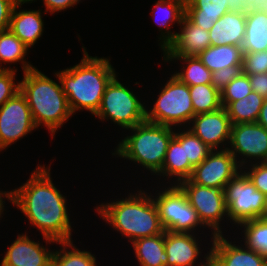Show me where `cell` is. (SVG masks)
Returning a JSON list of instances; mask_svg holds the SVG:
<instances>
[{"mask_svg":"<svg viewBox=\"0 0 267 266\" xmlns=\"http://www.w3.org/2000/svg\"><path fill=\"white\" fill-rule=\"evenodd\" d=\"M58 244L62 247L54 251L52 266H97L95 255L90 251L79 250L73 241H63Z\"/></svg>","mask_w":267,"mask_h":266,"instance_id":"4dcf8cb0","label":"cell"},{"mask_svg":"<svg viewBox=\"0 0 267 266\" xmlns=\"http://www.w3.org/2000/svg\"><path fill=\"white\" fill-rule=\"evenodd\" d=\"M185 1L186 0H158L153 7V17L155 18L156 13H160L162 17H159L160 20L155 22L160 27V43L161 50L164 51L169 44L175 39L176 33L170 31L171 24L177 23L181 24L182 18L185 15ZM159 21V22H158ZM165 29V30H164ZM166 32V33H165ZM162 42V43H161Z\"/></svg>","mask_w":267,"mask_h":266,"instance_id":"7402d4cb","label":"cell"},{"mask_svg":"<svg viewBox=\"0 0 267 266\" xmlns=\"http://www.w3.org/2000/svg\"><path fill=\"white\" fill-rule=\"evenodd\" d=\"M243 52L267 50V13L254 12L246 15Z\"/></svg>","mask_w":267,"mask_h":266,"instance_id":"484cf974","label":"cell"},{"mask_svg":"<svg viewBox=\"0 0 267 266\" xmlns=\"http://www.w3.org/2000/svg\"><path fill=\"white\" fill-rule=\"evenodd\" d=\"M229 12H239L242 13V3L243 0H228Z\"/></svg>","mask_w":267,"mask_h":266,"instance_id":"ee69618b","label":"cell"},{"mask_svg":"<svg viewBox=\"0 0 267 266\" xmlns=\"http://www.w3.org/2000/svg\"><path fill=\"white\" fill-rule=\"evenodd\" d=\"M205 260L197 264L198 266H210V251L205 255ZM206 261V262H205Z\"/></svg>","mask_w":267,"mask_h":266,"instance_id":"bcb514c9","label":"cell"},{"mask_svg":"<svg viewBox=\"0 0 267 266\" xmlns=\"http://www.w3.org/2000/svg\"><path fill=\"white\" fill-rule=\"evenodd\" d=\"M195 116L189 86L172 74L165 83L153 108L146 109V121L165 126L190 125ZM186 123V124H185Z\"/></svg>","mask_w":267,"mask_h":266,"instance_id":"8992f818","label":"cell"},{"mask_svg":"<svg viewBox=\"0 0 267 266\" xmlns=\"http://www.w3.org/2000/svg\"><path fill=\"white\" fill-rule=\"evenodd\" d=\"M189 92L195 115L214 112L222 107L221 93L211 83L189 86Z\"/></svg>","mask_w":267,"mask_h":266,"instance_id":"f546056e","label":"cell"},{"mask_svg":"<svg viewBox=\"0 0 267 266\" xmlns=\"http://www.w3.org/2000/svg\"><path fill=\"white\" fill-rule=\"evenodd\" d=\"M19 0H0V31L9 29L11 15Z\"/></svg>","mask_w":267,"mask_h":266,"instance_id":"f35d334b","label":"cell"},{"mask_svg":"<svg viewBox=\"0 0 267 266\" xmlns=\"http://www.w3.org/2000/svg\"><path fill=\"white\" fill-rule=\"evenodd\" d=\"M243 55V49L240 46L210 45L198 57L211 72H214L228 66H242Z\"/></svg>","mask_w":267,"mask_h":266,"instance_id":"d4e9b609","label":"cell"},{"mask_svg":"<svg viewBox=\"0 0 267 266\" xmlns=\"http://www.w3.org/2000/svg\"><path fill=\"white\" fill-rule=\"evenodd\" d=\"M36 128L27 100L19 91L0 107V151Z\"/></svg>","mask_w":267,"mask_h":266,"instance_id":"7c38bea8","label":"cell"},{"mask_svg":"<svg viewBox=\"0 0 267 266\" xmlns=\"http://www.w3.org/2000/svg\"><path fill=\"white\" fill-rule=\"evenodd\" d=\"M244 245L267 259V221L259 218L243 222Z\"/></svg>","mask_w":267,"mask_h":266,"instance_id":"d6a6232c","label":"cell"},{"mask_svg":"<svg viewBox=\"0 0 267 266\" xmlns=\"http://www.w3.org/2000/svg\"><path fill=\"white\" fill-rule=\"evenodd\" d=\"M79 64L56 72L72 114L85 109L94 115L101 104L106 86L116 75L108 58L89 56L83 47Z\"/></svg>","mask_w":267,"mask_h":266,"instance_id":"7a4b0ae2","label":"cell"},{"mask_svg":"<svg viewBox=\"0 0 267 266\" xmlns=\"http://www.w3.org/2000/svg\"><path fill=\"white\" fill-rule=\"evenodd\" d=\"M116 77L106 86L100 107L94 115L101 121L110 119L123 129H130L146 121V106Z\"/></svg>","mask_w":267,"mask_h":266,"instance_id":"52a82bcc","label":"cell"},{"mask_svg":"<svg viewBox=\"0 0 267 266\" xmlns=\"http://www.w3.org/2000/svg\"><path fill=\"white\" fill-rule=\"evenodd\" d=\"M264 100L265 98L251 91L243 99L231 102L226 110L232 125L257 122Z\"/></svg>","mask_w":267,"mask_h":266,"instance_id":"83f0119b","label":"cell"},{"mask_svg":"<svg viewBox=\"0 0 267 266\" xmlns=\"http://www.w3.org/2000/svg\"><path fill=\"white\" fill-rule=\"evenodd\" d=\"M50 167L38 165L26 183L10 191V202L38 228L48 245L71 241L72 234L67 200L52 182Z\"/></svg>","mask_w":267,"mask_h":266,"instance_id":"6da1fadb","label":"cell"},{"mask_svg":"<svg viewBox=\"0 0 267 266\" xmlns=\"http://www.w3.org/2000/svg\"><path fill=\"white\" fill-rule=\"evenodd\" d=\"M228 220L238 226L246 221L259 219L265 210L266 196L240 172L224 188Z\"/></svg>","mask_w":267,"mask_h":266,"instance_id":"9c48e42d","label":"cell"},{"mask_svg":"<svg viewBox=\"0 0 267 266\" xmlns=\"http://www.w3.org/2000/svg\"><path fill=\"white\" fill-rule=\"evenodd\" d=\"M194 233L165 231L167 266H195L201 254Z\"/></svg>","mask_w":267,"mask_h":266,"instance_id":"ac0fdd59","label":"cell"},{"mask_svg":"<svg viewBox=\"0 0 267 266\" xmlns=\"http://www.w3.org/2000/svg\"><path fill=\"white\" fill-rule=\"evenodd\" d=\"M246 14L228 12L209 30L211 46L235 45L242 47L245 37Z\"/></svg>","mask_w":267,"mask_h":266,"instance_id":"ffe728a7","label":"cell"},{"mask_svg":"<svg viewBox=\"0 0 267 266\" xmlns=\"http://www.w3.org/2000/svg\"><path fill=\"white\" fill-rule=\"evenodd\" d=\"M252 91L263 98H267V73L248 75Z\"/></svg>","mask_w":267,"mask_h":266,"instance_id":"ab89813d","label":"cell"},{"mask_svg":"<svg viewBox=\"0 0 267 266\" xmlns=\"http://www.w3.org/2000/svg\"><path fill=\"white\" fill-rule=\"evenodd\" d=\"M153 198L164 231L195 233L200 221L196 210L190 205L182 189L173 184ZM194 231V232H193Z\"/></svg>","mask_w":267,"mask_h":266,"instance_id":"ba28073f","label":"cell"},{"mask_svg":"<svg viewBox=\"0 0 267 266\" xmlns=\"http://www.w3.org/2000/svg\"><path fill=\"white\" fill-rule=\"evenodd\" d=\"M16 69H0V107L20 91V83H15Z\"/></svg>","mask_w":267,"mask_h":266,"instance_id":"d590c367","label":"cell"},{"mask_svg":"<svg viewBox=\"0 0 267 266\" xmlns=\"http://www.w3.org/2000/svg\"><path fill=\"white\" fill-rule=\"evenodd\" d=\"M243 72L242 66H228L212 72L211 84L221 92L235 77Z\"/></svg>","mask_w":267,"mask_h":266,"instance_id":"74e56055","label":"cell"},{"mask_svg":"<svg viewBox=\"0 0 267 266\" xmlns=\"http://www.w3.org/2000/svg\"><path fill=\"white\" fill-rule=\"evenodd\" d=\"M131 193L122 200L102 203L96 211L104 221L133 242L139 238L159 235L164 232L154 197L145 191ZM135 194V195H134Z\"/></svg>","mask_w":267,"mask_h":266,"instance_id":"3957f363","label":"cell"},{"mask_svg":"<svg viewBox=\"0 0 267 266\" xmlns=\"http://www.w3.org/2000/svg\"><path fill=\"white\" fill-rule=\"evenodd\" d=\"M174 59L184 61L186 64V66L182 67L181 72L173 74L182 83L188 86L211 83L212 72L202 63L198 56L163 57V60L167 62Z\"/></svg>","mask_w":267,"mask_h":266,"instance_id":"f1b7e54d","label":"cell"},{"mask_svg":"<svg viewBox=\"0 0 267 266\" xmlns=\"http://www.w3.org/2000/svg\"><path fill=\"white\" fill-rule=\"evenodd\" d=\"M243 53L242 70L244 74L267 73V50Z\"/></svg>","mask_w":267,"mask_h":266,"instance_id":"e575fe53","label":"cell"},{"mask_svg":"<svg viewBox=\"0 0 267 266\" xmlns=\"http://www.w3.org/2000/svg\"><path fill=\"white\" fill-rule=\"evenodd\" d=\"M194 167L185 162L184 146L173 136L165 154L162 169L156 174L163 177H175V185L191 177ZM165 175V176H164Z\"/></svg>","mask_w":267,"mask_h":266,"instance_id":"cb8c5ba5","label":"cell"},{"mask_svg":"<svg viewBox=\"0 0 267 266\" xmlns=\"http://www.w3.org/2000/svg\"><path fill=\"white\" fill-rule=\"evenodd\" d=\"M228 0H186L185 16L195 25L209 31L213 24L229 12Z\"/></svg>","mask_w":267,"mask_h":266,"instance_id":"44dd1931","label":"cell"},{"mask_svg":"<svg viewBox=\"0 0 267 266\" xmlns=\"http://www.w3.org/2000/svg\"><path fill=\"white\" fill-rule=\"evenodd\" d=\"M55 76L60 84L33 68L26 71L19 82L20 92L27 100L35 126H46L52 138L57 129L73 116L59 76L57 73Z\"/></svg>","mask_w":267,"mask_h":266,"instance_id":"277c9868","label":"cell"},{"mask_svg":"<svg viewBox=\"0 0 267 266\" xmlns=\"http://www.w3.org/2000/svg\"><path fill=\"white\" fill-rule=\"evenodd\" d=\"M2 196H4L3 198H8L7 200H10V192H6V191H0V217L2 216L1 214H3L4 211V203L5 201H3L4 199L2 198Z\"/></svg>","mask_w":267,"mask_h":266,"instance_id":"f6af8a7d","label":"cell"},{"mask_svg":"<svg viewBox=\"0 0 267 266\" xmlns=\"http://www.w3.org/2000/svg\"><path fill=\"white\" fill-rule=\"evenodd\" d=\"M178 186L186 194L190 205L196 210L202 224L210 227L212 235H221L220 222L228 217L224 190L220 187H206L193 183L190 179Z\"/></svg>","mask_w":267,"mask_h":266,"instance_id":"30bf717a","label":"cell"},{"mask_svg":"<svg viewBox=\"0 0 267 266\" xmlns=\"http://www.w3.org/2000/svg\"><path fill=\"white\" fill-rule=\"evenodd\" d=\"M24 3H32V0H19L15 5L9 30L17 36L28 48L34 46L42 36L44 22L42 10H17Z\"/></svg>","mask_w":267,"mask_h":266,"instance_id":"d6986e66","label":"cell"},{"mask_svg":"<svg viewBox=\"0 0 267 266\" xmlns=\"http://www.w3.org/2000/svg\"><path fill=\"white\" fill-rule=\"evenodd\" d=\"M254 12L267 13V0H243L242 13L247 15Z\"/></svg>","mask_w":267,"mask_h":266,"instance_id":"b9f144b4","label":"cell"},{"mask_svg":"<svg viewBox=\"0 0 267 266\" xmlns=\"http://www.w3.org/2000/svg\"><path fill=\"white\" fill-rule=\"evenodd\" d=\"M261 219L267 221V197H266V202H265V210H264V213H263Z\"/></svg>","mask_w":267,"mask_h":266,"instance_id":"7dc6e473","label":"cell"},{"mask_svg":"<svg viewBox=\"0 0 267 266\" xmlns=\"http://www.w3.org/2000/svg\"><path fill=\"white\" fill-rule=\"evenodd\" d=\"M28 49L29 48L9 29L0 31V69L14 70V68L9 67L3 68L1 64H12L17 62L22 63L23 73L35 68V66L33 67V65L25 60Z\"/></svg>","mask_w":267,"mask_h":266,"instance_id":"4316f807","label":"cell"},{"mask_svg":"<svg viewBox=\"0 0 267 266\" xmlns=\"http://www.w3.org/2000/svg\"><path fill=\"white\" fill-rule=\"evenodd\" d=\"M229 145L231 147L227 150L235 157L236 162L239 160L237 164L240 168L245 167L250 159L254 163L257 160L258 163L267 162V129L257 122L232 125Z\"/></svg>","mask_w":267,"mask_h":266,"instance_id":"8fae6325","label":"cell"},{"mask_svg":"<svg viewBox=\"0 0 267 266\" xmlns=\"http://www.w3.org/2000/svg\"><path fill=\"white\" fill-rule=\"evenodd\" d=\"M251 91L252 87L248 75L242 72L220 92L222 107L226 108L231 102L243 99L245 96L249 95Z\"/></svg>","mask_w":267,"mask_h":266,"instance_id":"836d02e7","label":"cell"},{"mask_svg":"<svg viewBox=\"0 0 267 266\" xmlns=\"http://www.w3.org/2000/svg\"><path fill=\"white\" fill-rule=\"evenodd\" d=\"M131 244L141 266H167L165 231L159 235L139 238Z\"/></svg>","mask_w":267,"mask_h":266,"instance_id":"603a6c76","label":"cell"},{"mask_svg":"<svg viewBox=\"0 0 267 266\" xmlns=\"http://www.w3.org/2000/svg\"><path fill=\"white\" fill-rule=\"evenodd\" d=\"M249 163H251L249 164L250 166L246 165V167H244L248 170H244L242 167V171L246 174L257 190L267 197V162H256L255 164H252L253 162L251 161Z\"/></svg>","mask_w":267,"mask_h":266,"instance_id":"8d00e7d4","label":"cell"},{"mask_svg":"<svg viewBox=\"0 0 267 266\" xmlns=\"http://www.w3.org/2000/svg\"><path fill=\"white\" fill-rule=\"evenodd\" d=\"M242 170L235 157L227 150H213L199 165L195 166L191 177L193 183L206 187H220L226 184Z\"/></svg>","mask_w":267,"mask_h":266,"instance_id":"4fadbf2b","label":"cell"},{"mask_svg":"<svg viewBox=\"0 0 267 266\" xmlns=\"http://www.w3.org/2000/svg\"><path fill=\"white\" fill-rule=\"evenodd\" d=\"M80 1L81 0H43V5L46 7L45 13L50 12V14H53L55 12L59 13V11L61 12L62 10L64 11L67 8L73 7Z\"/></svg>","mask_w":267,"mask_h":266,"instance_id":"60d3db41","label":"cell"},{"mask_svg":"<svg viewBox=\"0 0 267 266\" xmlns=\"http://www.w3.org/2000/svg\"><path fill=\"white\" fill-rule=\"evenodd\" d=\"M224 234L214 235L210 249V266H267V259L253 249L232 244ZM243 247V248H242Z\"/></svg>","mask_w":267,"mask_h":266,"instance_id":"9a60e30c","label":"cell"},{"mask_svg":"<svg viewBox=\"0 0 267 266\" xmlns=\"http://www.w3.org/2000/svg\"><path fill=\"white\" fill-rule=\"evenodd\" d=\"M190 129L197 137H199L210 149L223 150L228 147H221L229 144L231 136L232 123L228 116L227 110L221 107L219 110L195 115L190 124ZM225 142V143H224Z\"/></svg>","mask_w":267,"mask_h":266,"instance_id":"5bb4252c","label":"cell"},{"mask_svg":"<svg viewBox=\"0 0 267 266\" xmlns=\"http://www.w3.org/2000/svg\"><path fill=\"white\" fill-rule=\"evenodd\" d=\"M173 128L144 121L127 129L132 131V135L120 141L112 155L137 162L157 174L162 169L169 142L175 134Z\"/></svg>","mask_w":267,"mask_h":266,"instance_id":"5b68a950","label":"cell"},{"mask_svg":"<svg viewBox=\"0 0 267 266\" xmlns=\"http://www.w3.org/2000/svg\"><path fill=\"white\" fill-rule=\"evenodd\" d=\"M176 132L174 137L184 146L185 162L195 167L199 165L213 150L210 149L199 137L190 129Z\"/></svg>","mask_w":267,"mask_h":266,"instance_id":"1f68e13d","label":"cell"},{"mask_svg":"<svg viewBox=\"0 0 267 266\" xmlns=\"http://www.w3.org/2000/svg\"><path fill=\"white\" fill-rule=\"evenodd\" d=\"M54 250L40 242L30 240L27 234H19L11 243L0 266H52Z\"/></svg>","mask_w":267,"mask_h":266,"instance_id":"2e32d148","label":"cell"},{"mask_svg":"<svg viewBox=\"0 0 267 266\" xmlns=\"http://www.w3.org/2000/svg\"><path fill=\"white\" fill-rule=\"evenodd\" d=\"M180 32L163 51V57L198 56L210 45L209 31L193 24L185 15Z\"/></svg>","mask_w":267,"mask_h":266,"instance_id":"e0dca14e","label":"cell"},{"mask_svg":"<svg viewBox=\"0 0 267 266\" xmlns=\"http://www.w3.org/2000/svg\"><path fill=\"white\" fill-rule=\"evenodd\" d=\"M257 123L267 129V98H265L264 103L261 107Z\"/></svg>","mask_w":267,"mask_h":266,"instance_id":"7bdbcfd3","label":"cell"}]
</instances>
